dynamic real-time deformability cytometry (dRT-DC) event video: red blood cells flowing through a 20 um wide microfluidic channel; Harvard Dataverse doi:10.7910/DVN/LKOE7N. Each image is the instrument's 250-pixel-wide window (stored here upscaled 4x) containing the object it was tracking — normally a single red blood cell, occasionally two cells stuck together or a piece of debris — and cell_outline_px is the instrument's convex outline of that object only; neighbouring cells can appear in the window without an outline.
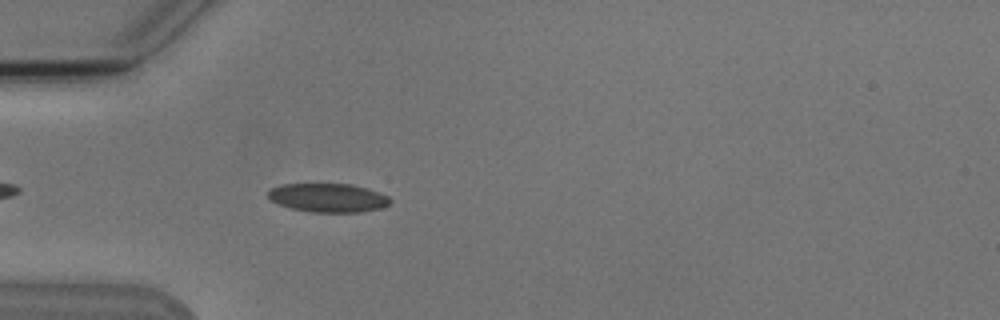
{"species": "Egyptian fruit bat (a non-hibernating species)", "species_latin": "Rousettus aegyptiacus", "temperature_condition": "cold", "stored_images_in_passage": 3, "camera_frame_rate_fps": 3000, "um_per_image_px": 0.085, "animal": {"sex": "male"}, "frame": {"image": 1, "passage_image": 3, "time_ms": 2.333, "image_size_px": [1000, 320], "cell_outline_px": [[392, 200], [388, 204], [380, 208], [360, 212], [312, 212], [292, 208], [280, 204], [272, 200], [268, 196], [268, 192], [272, 188], [280, 184], [352, 184], [380, 192], [388, 196]], "centroid_in_image_um": [27.91, 16.8], "position_along_channel_um": 57.1, "area_um2": 20.29}}